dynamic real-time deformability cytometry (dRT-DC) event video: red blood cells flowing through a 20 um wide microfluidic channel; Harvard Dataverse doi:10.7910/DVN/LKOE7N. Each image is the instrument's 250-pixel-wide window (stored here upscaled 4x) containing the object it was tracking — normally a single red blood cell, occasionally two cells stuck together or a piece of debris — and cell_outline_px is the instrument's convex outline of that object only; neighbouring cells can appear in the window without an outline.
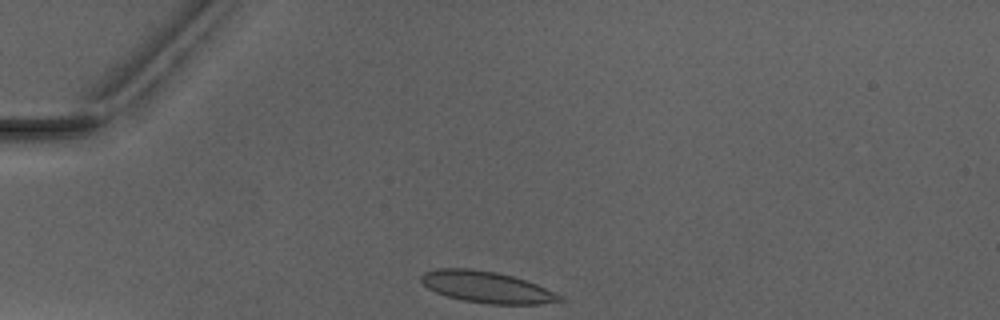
{"species": "Egyptian fruit bat (a non-hibernating species)", "species_latin": "Rousettus aegyptiacus", "temperature_condition": "warm", "stored_images_in_passage": 4, "camera_frame_rate_fps": 3000, "um_per_image_px": 0.085, "animal": {"sex": "male"}, "frame": {"image": 1, "passage_image": 1, "time_ms": 0.0, "image_size_px": [1000, 320], "cell_outline_px": [[568, 300], [540, 304], [488, 304], [464, 300], [448, 296], [436, 292], [428, 288], [420, 280], [420, 276], [424, 272], [436, 268], [472, 268], [496, 272], [512, 276], [536, 284], [564, 296]], "centroid_in_image_um": [41.39, 24.4], "position_along_channel_um": 43.6, "area_um2": 25.43}}
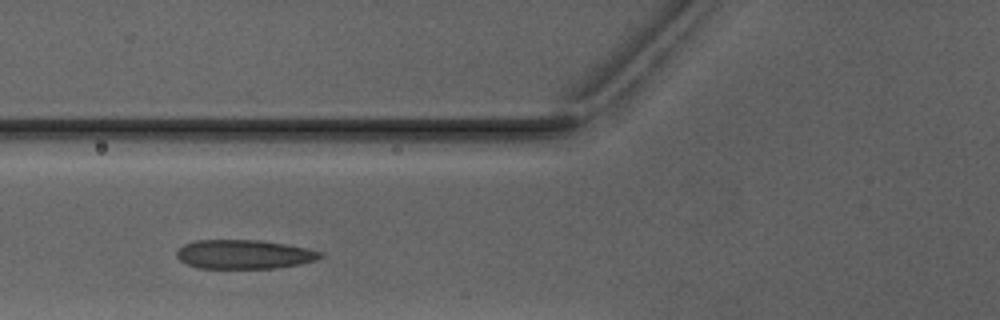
{"frame": {"image": 2, "passage_image": 3, "time_ms": 2.333, "image_size_px": [1000, 320], "cell_outline_px": [[324, 256], [316, 260], [276, 268], [196, 268], [180, 260], [176, 256], [176, 252], [184, 244], [196, 240], [260, 240], [288, 244], [308, 248], [320, 252]], "centroid_in_image_um": [20.74, 21.61], "position_along_channel_um": 105.1, "area_um2": 24.28}}
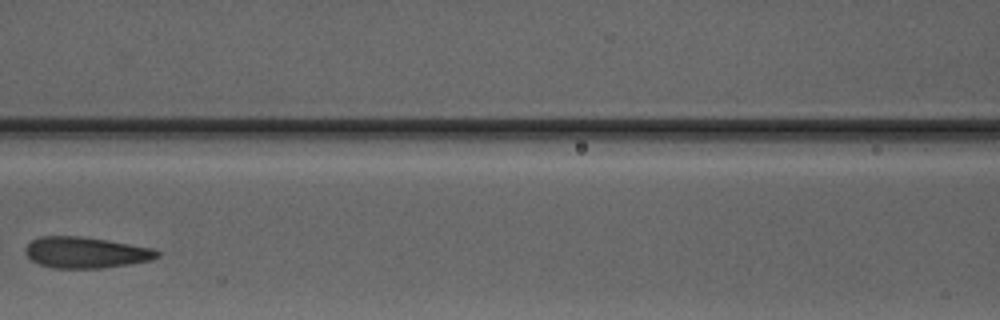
{"frame": {"image": 3, "passage_image": 4, "time_ms": 3.667, "image_size_px": [1000, 320], "cell_outline_px": [[160, 256], [148, 260], [128, 264], [104, 268], [52, 268], [40, 264], [32, 260], [24, 252], [24, 248], [32, 240], [40, 236], [80, 236], [108, 240], [152, 248], [160, 252]], "centroid_in_image_um": [7.26, 21.46], "position_along_channel_um": 159.3, "area_um2": 23.81}}